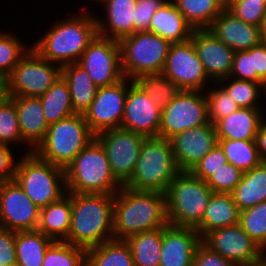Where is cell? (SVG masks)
Wrapping results in <instances>:
<instances>
[{
	"instance_id": "cell-1",
	"label": "cell",
	"mask_w": 266,
	"mask_h": 266,
	"mask_svg": "<svg viewBox=\"0 0 266 266\" xmlns=\"http://www.w3.org/2000/svg\"><path fill=\"white\" fill-rule=\"evenodd\" d=\"M168 224L166 195L158 191H137L126 186L114 195V239L163 228Z\"/></svg>"
},
{
	"instance_id": "cell-2",
	"label": "cell",
	"mask_w": 266,
	"mask_h": 266,
	"mask_svg": "<svg viewBox=\"0 0 266 266\" xmlns=\"http://www.w3.org/2000/svg\"><path fill=\"white\" fill-rule=\"evenodd\" d=\"M66 194L71 198L72 205L71 225L66 242L87 250L114 239V195Z\"/></svg>"
},
{
	"instance_id": "cell-3",
	"label": "cell",
	"mask_w": 266,
	"mask_h": 266,
	"mask_svg": "<svg viewBox=\"0 0 266 266\" xmlns=\"http://www.w3.org/2000/svg\"><path fill=\"white\" fill-rule=\"evenodd\" d=\"M98 34L96 17L83 13L58 21L32 48L43 58L63 66L78 63Z\"/></svg>"
},
{
	"instance_id": "cell-4",
	"label": "cell",
	"mask_w": 266,
	"mask_h": 266,
	"mask_svg": "<svg viewBox=\"0 0 266 266\" xmlns=\"http://www.w3.org/2000/svg\"><path fill=\"white\" fill-rule=\"evenodd\" d=\"M64 171L68 193L115 195L122 188L112 174L103 147L95 138Z\"/></svg>"
},
{
	"instance_id": "cell-5",
	"label": "cell",
	"mask_w": 266,
	"mask_h": 266,
	"mask_svg": "<svg viewBox=\"0 0 266 266\" xmlns=\"http://www.w3.org/2000/svg\"><path fill=\"white\" fill-rule=\"evenodd\" d=\"M179 172L170 139L146 137L141 145L134 174L125 186L137 191L166 193Z\"/></svg>"
},
{
	"instance_id": "cell-6",
	"label": "cell",
	"mask_w": 266,
	"mask_h": 266,
	"mask_svg": "<svg viewBox=\"0 0 266 266\" xmlns=\"http://www.w3.org/2000/svg\"><path fill=\"white\" fill-rule=\"evenodd\" d=\"M213 191L190 171H180L166 191L168 224L195 228L205 214Z\"/></svg>"
},
{
	"instance_id": "cell-7",
	"label": "cell",
	"mask_w": 266,
	"mask_h": 266,
	"mask_svg": "<svg viewBox=\"0 0 266 266\" xmlns=\"http://www.w3.org/2000/svg\"><path fill=\"white\" fill-rule=\"evenodd\" d=\"M95 138L83 114H74L49 124L43 141L33 151L41 159L66 168Z\"/></svg>"
},
{
	"instance_id": "cell-8",
	"label": "cell",
	"mask_w": 266,
	"mask_h": 266,
	"mask_svg": "<svg viewBox=\"0 0 266 266\" xmlns=\"http://www.w3.org/2000/svg\"><path fill=\"white\" fill-rule=\"evenodd\" d=\"M14 180L39 209L59 201L67 193L64 168L41 159L34 152H27L17 162Z\"/></svg>"
},
{
	"instance_id": "cell-9",
	"label": "cell",
	"mask_w": 266,
	"mask_h": 266,
	"mask_svg": "<svg viewBox=\"0 0 266 266\" xmlns=\"http://www.w3.org/2000/svg\"><path fill=\"white\" fill-rule=\"evenodd\" d=\"M124 77L135 80L142 74L164 70L171 43L149 31H137L118 41Z\"/></svg>"
},
{
	"instance_id": "cell-10",
	"label": "cell",
	"mask_w": 266,
	"mask_h": 266,
	"mask_svg": "<svg viewBox=\"0 0 266 266\" xmlns=\"http://www.w3.org/2000/svg\"><path fill=\"white\" fill-rule=\"evenodd\" d=\"M54 64L31 48L4 80L6 95H43L62 76V66Z\"/></svg>"
},
{
	"instance_id": "cell-11",
	"label": "cell",
	"mask_w": 266,
	"mask_h": 266,
	"mask_svg": "<svg viewBox=\"0 0 266 266\" xmlns=\"http://www.w3.org/2000/svg\"><path fill=\"white\" fill-rule=\"evenodd\" d=\"M146 136L123 128L104 130L95 135L103 147L115 179L125 186L134 174Z\"/></svg>"
},
{
	"instance_id": "cell-12",
	"label": "cell",
	"mask_w": 266,
	"mask_h": 266,
	"mask_svg": "<svg viewBox=\"0 0 266 266\" xmlns=\"http://www.w3.org/2000/svg\"><path fill=\"white\" fill-rule=\"evenodd\" d=\"M201 91L181 90L162 110L158 137L170 139L193 127L207 125V100Z\"/></svg>"
},
{
	"instance_id": "cell-13",
	"label": "cell",
	"mask_w": 266,
	"mask_h": 266,
	"mask_svg": "<svg viewBox=\"0 0 266 266\" xmlns=\"http://www.w3.org/2000/svg\"><path fill=\"white\" fill-rule=\"evenodd\" d=\"M99 87L113 85L124 78L117 40L96 35L78 61Z\"/></svg>"
},
{
	"instance_id": "cell-14",
	"label": "cell",
	"mask_w": 266,
	"mask_h": 266,
	"mask_svg": "<svg viewBox=\"0 0 266 266\" xmlns=\"http://www.w3.org/2000/svg\"><path fill=\"white\" fill-rule=\"evenodd\" d=\"M201 241L237 266H256L264 260L262 248L239 224L212 230Z\"/></svg>"
},
{
	"instance_id": "cell-15",
	"label": "cell",
	"mask_w": 266,
	"mask_h": 266,
	"mask_svg": "<svg viewBox=\"0 0 266 266\" xmlns=\"http://www.w3.org/2000/svg\"><path fill=\"white\" fill-rule=\"evenodd\" d=\"M162 73L180 90L203 92L206 82L211 81L204 71L192 39L171 44Z\"/></svg>"
},
{
	"instance_id": "cell-16",
	"label": "cell",
	"mask_w": 266,
	"mask_h": 266,
	"mask_svg": "<svg viewBox=\"0 0 266 266\" xmlns=\"http://www.w3.org/2000/svg\"><path fill=\"white\" fill-rule=\"evenodd\" d=\"M128 81H121L99 87L90 107L83 114L90 130L96 135L104 130L121 128Z\"/></svg>"
},
{
	"instance_id": "cell-17",
	"label": "cell",
	"mask_w": 266,
	"mask_h": 266,
	"mask_svg": "<svg viewBox=\"0 0 266 266\" xmlns=\"http://www.w3.org/2000/svg\"><path fill=\"white\" fill-rule=\"evenodd\" d=\"M40 209L15 180L0 182V227L13 231L37 230Z\"/></svg>"
},
{
	"instance_id": "cell-18",
	"label": "cell",
	"mask_w": 266,
	"mask_h": 266,
	"mask_svg": "<svg viewBox=\"0 0 266 266\" xmlns=\"http://www.w3.org/2000/svg\"><path fill=\"white\" fill-rule=\"evenodd\" d=\"M129 84L121 128L146 137H158L162 109L134 80Z\"/></svg>"
},
{
	"instance_id": "cell-19",
	"label": "cell",
	"mask_w": 266,
	"mask_h": 266,
	"mask_svg": "<svg viewBox=\"0 0 266 266\" xmlns=\"http://www.w3.org/2000/svg\"><path fill=\"white\" fill-rule=\"evenodd\" d=\"M170 142L180 171H191L218 144V137L209 122L175 134Z\"/></svg>"
},
{
	"instance_id": "cell-20",
	"label": "cell",
	"mask_w": 266,
	"mask_h": 266,
	"mask_svg": "<svg viewBox=\"0 0 266 266\" xmlns=\"http://www.w3.org/2000/svg\"><path fill=\"white\" fill-rule=\"evenodd\" d=\"M204 71L212 81L229 77L235 51L209 29H194L191 37Z\"/></svg>"
},
{
	"instance_id": "cell-21",
	"label": "cell",
	"mask_w": 266,
	"mask_h": 266,
	"mask_svg": "<svg viewBox=\"0 0 266 266\" xmlns=\"http://www.w3.org/2000/svg\"><path fill=\"white\" fill-rule=\"evenodd\" d=\"M200 242V235L195 228L167 224L162 228L159 266H192Z\"/></svg>"
},
{
	"instance_id": "cell-22",
	"label": "cell",
	"mask_w": 266,
	"mask_h": 266,
	"mask_svg": "<svg viewBox=\"0 0 266 266\" xmlns=\"http://www.w3.org/2000/svg\"><path fill=\"white\" fill-rule=\"evenodd\" d=\"M208 29L235 52L249 50L264 41L260 26L242 21L226 8L221 11Z\"/></svg>"
},
{
	"instance_id": "cell-23",
	"label": "cell",
	"mask_w": 266,
	"mask_h": 266,
	"mask_svg": "<svg viewBox=\"0 0 266 266\" xmlns=\"http://www.w3.org/2000/svg\"><path fill=\"white\" fill-rule=\"evenodd\" d=\"M14 104L18 114L22 142H26L33 152L43 141L48 122L45 119L39 97L7 96Z\"/></svg>"
},
{
	"instance_id": "cell-24",
	"label": "cell",
	"mask_w": 266,
	"mask_h": 266,
	"mask_svg": "<svg viewBox=\"0 0 266 266\" xmlns=\"http://www.w3.org/2000/svg\"><path fill=\"white\" fill-rule=\"evenodd\" d=\"M136 2L137 0H105L107 21L96 18L98 35L119 41L133 34Z\"/></svg>"
},
{
	"instance_id": "cell-25",
	"label": "cell",
	"mask_w": 266,
	"mask_h": 266,
	"mask_svg": "<svg viewBox=\"0 0 266 266\" xmlns=\"http://www.w3.org/2000/svg\"><path fill=\"white\" fill-rule=\"evenodd\" d=\"M261 108L239 107L214 126L218 139L255 140L256 134L265 121Z\"/></svg>"
},
{
	"instance_id": "cell-26",
	"label": "cell",
	"mask_w": 266,
	"mask_h": 266,
	"mask_svg": "<svg viewBox=\"0 0 266 266\" xmlns=\"http://www.w3.org/2000/svg\"><path fill=\"white\" fill-rule=\"evenodd\" d=\"M148 31L173 44L191 39L194 29L176 8L173 1L166 0L154 13Z\"/></svg>"
},
{
	"instance_id": "cell-27",
	"label": "cell",
	"mask_w": 266,
	"mask_h": 266,
	"mask_svg": "<svg viewBox=\"0 0 266 266\" xmlns=\"http://www.w3.org/2000/svg\"><path fill=\"white\" fill-rule=\"evenodd\" d=\"M240 210L230 193L211 195L202 221L195 227L202 239L208 232L239 224Z\"/></svg>"
},
{
	"instance_id": "cell-28",
	"label": "cell",
	"mask_w": 266,
	"mask_h": 266,
	"mask_svg": "<svg viewBox=\"0 0 266 266\" xmlns=\"http://www.w3.org/2000/svg\"><path fill=\"white\" fill-rule=\"evenodd\" d=\"M71 198L66 194L59 201L40 208L37 230L53 241H65L71 225Z\"/></svg>"
},
{
	"instance_id": "cell-29",
	"label": "cell",
	"mask_w": 266,
	"mask_h": 266,
	"mask_svg": "<svg viewBox=\"0 0 266 266\" xmlns=\"http://www.w3.org/2000/svg\"><path fill=\"white\" fill-rule=\"evenodd\" d=\"M62 77L68 83L74 112L84 114L93 102L98 87L78 63L63 65Z\"/></svg>"
},
{
	"instance_id": "cell-30",
	"label": "cell",
	"mask_w": 266,
	"mask_h": 266,
	"mask_svg": "<svg viewBox=\"0 0 266 266\" xmlns=\"http://www.w3.org/2000/svg\"><path fill=\"white\" fill-rule=\"evenodd\" d=\"M242 211L266 201V162H261L250 171L244 172L241 181L230 193Z\"/></svg>"
},
{
	"instance_id": "cell-31",
	"label": "cell",
	"mask_w": 266,
	"mask_h": 266,
	"mask_svg": "<svg viewBox=\"0 0 266 266\" xmlns=\"http://www.w3.org/2000/svg\"><path fill=\"white\" fill-rule=\"evenodd\" d=\"M52 239L38 230L15 231L16 264L42 266Z\"/></svg>"
},
{
	"instance_id": "cell-32",
	"label": "cell",
	"mask_w": 266,
	"mask_h": 266,
	"mask_svg": "<svg viewBox=\"0 0 266 266\" xmlns=\"http://www.w3.org/2000/svg\"><path fill=\"white\" fill-rule=\"evenodd\" d=\"M86 266H134L125 240L112 239L86 250Z\"/></svg>"
},
{
	"instance_id": "cell-33",
	"label": "cell",
	"mask_w": 266,
	"mask_h": 266,
	"mask_svg": "<svg viewBox=\"0 0 266 266\" xmlns=\"http://www.w3.org/2000/svg\"><path fill=\"white\" fill-rule=\"evenodd\" d=\"M39 99L48 124L75 114L68 83L62 76L43 95L39 96Z\"/></svg>"
},
{
	"instance_id": "cell-34",
	"label": "cell",
	"mask_w": 266,
	"mask_h": 266,
	"mask_svg": "<svg viewBox=\"0 0 266 266\" xmlns=\"http://www.w3.org/2000/svg\"><path fill=\"white\" fill-rule=\"evenodd\" d=\"M125 241L130 246L134 266L160 265L162 228L134 234Z\"/></svg>"
},
{
	"instance_id": "cell-35",
	"label": "cell",
	"mask_w": 266,
	"mask_h": 266,
	"mask_svg": "<svg viewBox=\"0 0 266 266\" xmlns=\"http://www.w3.org/2000/svg\"><path fill=\"white\" fill-rule=\"evenodd\" d=\"M193 29H208L225 8L218 0H173Z\"/></svg>"
},
{
	"instance_id": "cell-36",
	"label": "cell",
	"mask_w": 266,
	"mask_h": 266,
	"mask_svg": "<svg viewBox=\"0 0 266 266\" xmlns=\"http://www.w3.org/2000/svg\"><path fill=\"white\" fill-rule=\"evenodd\" d=\"M218 144L223 149L227 162L243 173L262 162L255 140L218 139Z\"/></svg>"
},
{
	"instance_id": "cell-37",
	"label": "cell",
	"mask_w": 266,
	"mask_h": 266,
	"mask_svg": "<svg viewBox=\"0 0 266 266\" xmlns=\"http://www.w3.org/2000/svg\"><path fill=\"white\" fill-rule=\"evenodd\" d=\"M134 81L162 110L181 91L179 87L171 79L166 78L162 72L142 74Z\"/></svg>"
},
{
	"instance_id": "cell-38",
	"label": "cell",
	"mask_w": 266,
	"mask_h": 266,
	"mask_svg": "<svg viewBox=\"0 0 266 266\" xmlns=\"http://www.w3.org/2000/svg\"><path fill=\"white\" fill-rule=\"evenodd\" d=\"M42 266H86V249L66 241H53L46 250Z\"/></svg>"
},
{
	"instance_id": "cell-39",
	"label": "cell",
	"mask_w": 266,
	"mask_h": 266,
	"mask_svg": "<svg viewBox=\"0 0 266 266\" xmlns=\"http://www.w3.org/2000/svg\"><path fill=\"white\" fill-rule=\"evenodd\" d=\"M239 225L263 249L266 245V201L240 211Z\"/></svg>"
},
{
	"instance_id": "cell-40",
	"label": "cell",
	"mask_w": 266,
	"mask_h": 266,
	"mask_svg": "<svg viewBox=\"0 0 266 266\" xmlns=\"http://www.w3.org/2000/svg\"><path fill=\"white\" fill-rule=\"evenodd\" d=\"M233 79L234 80H232L231 77H226L219 80L218 84H222L224 81H230L229 85H225L223 88L239 107L260 108L256 103H258L257 100L261 95L260 89H264L266 92V86L262 83Z\"/></svg>"
},
{
	"instance_id": "cell-41",
	"label": "cell",
	"mask_w": 266,
	"mask_h": 266,
	"mask_svg": "<svg viewBox=\"0 0 266 266\" xmlns=\"http://www.w3.org/2000/svg\"><path fill=\"white\" fill-rule=\"evenodd\" d=\"M26 47L15 36L4 32L0 33V79L5 80L13 71L14 67L32 48Z\"/></svg>"
},
{
	"instance_id": "cell-42",
	"label": "cell",
	"mask_w": 266,
	"mask_h": 266,
	"mask_svg": "<svg viewBox=\"0 0 266 266\" xmlns=\"http://www.w3.org/2000/svg\"><path fill=\"white\" fill-rule=\"evenodd\" d=\"M12 142L21 143L22 136L15 104L6 96L0 102V144L10 146Z\"/></svg>"
},
{
	"instance_id": "cell-43",
	"label": "cell",
	"mask_w": 266,
	"mask_h": 266,
	"mask_svg": "<svg viewBox=\"0 0 266 266\" xmlns=\"http://www.w3.org/2000/svg\"><path fill=\"white\" fill-rule=\"evenodd\" d=\"M205 95L207 100L208 119L213 125L239 108L223 87L212 89L208 91L207 94L205 93Z\"/></svg>"
},
{
	"instance_id": "cell-44",
	"label": "cell",
	"mask_w": 266,
	"mask_h": 266,
	"mask_svg": "<svg viewBox=\"0 0 266 266\" xmlns=\"http://www.w3.org/2000/svg\"><path fill=\"white\" fill-rule=\"evenodd\" d=\"M225 8L242 21L261 26L266 13V0H230Z\"/></svg>"
},
{
	"instance_id": "cell-45",
	"label": "cell",
	"mask_w": 266,
	"mask_h": 266,
	"mask_svg": "<svg viewBox=\"0 0 266 266\" xmlns=\"http://www.w3.org/2000/svg\"><path fill=\"white\" fill-rule=\"evenodd\" d=\"M243 172L227 163L219 168L207 181L208 187L216 193H231L239 184Z\"/></svg>"
},
{
	"instance_id": "cell-46",
	"label": "cell",
	"mask_w": 266,
	"mask_h": 266,
	"mask_svg": "<svg viewBox=\"0 0 266 266\" xmlns=\"http://www.w3.org/2000/svg\"><path fill=\"white\" fill-rule=\"evenodd\" d=\"M227 163L223 149L217 144L190 172L197 178L207 181L219 168Z\"/></svg>"
},
{
	"instance_id": "cell-47",
	"label": "cell",
	"mask_w": 266,
	"mask_h": 266,
	"mask_svg": "<svg viewBox=\"0 0 266 266\" xmlns=\"http://www.w3.org/2000/svg\"><path fill=\"white\" fill-rule=\"evenodd\" d=\"M229 77L238 80L257 82V71L254 70L253 55L247 50L236 51L234 53Z\"/></svg>"
},
{
	"instance_id": "cell-48",
	"label": "cell",
	"mask_w": 266,
	"mask_h": 266,
	"mask_svg": "<svg viewBox=\"0 0 266 266\" xmlns=\"http://www.w3.org/2000/svg\"><path fill=\"white\" fill-rule=\"evenodd\" d=\"M166 0H137L135 6L134 33L148 31L151 19Z\"/></svg>"
},
{
	"instance_id": "cell-49",
	"label": "cell",
	"mask_w": 266,
	"mask_h": 266,
	"mask_svg": "<svg viewBox=\"0 0 266 266\" xmlns=\"http://www.w3.org/2000/svg\"><path fill=\"white\" fill-rule=\"evenodd\" d=\"M194 266H237L230 260L225 259L220 254L216 253L202 241L196 247L194 253Z\"/></svg>"
},
{
	"instance_id": "cell-50",
	"label": "cell",
	"mask_w": 266,
	"mask_h": 266,
	"mask_svg": "<svg viewBox=\"0 0 266 266\" xmlns=\"http://www.w3.org/2000/svg\"><path fill=\"white\" fill-rule=\"evenodd\" d=\"M0 265H16L15 231L0 227Z\"/></svg>"
},
{
	"instance_id": "cell-51",
	"label": "cell",
	"mask_w": 266,
	"mask_h": 266,
	"mask_svg": "<svg viewBox=\"0 0 266 266\" xmlns=\"http://www.w3.org/2000/svg\"><path fill=\"white\" fill-rule=\"evenodd\" d=\"M9 145L0 144V182L14 180L17 163Z\"/></svg>"
},
{
	"instance_id": "cell-52",
	"label": "cell",
	"mask_w": 266,
	"mask_h": 266,
	"mask_svg": "<svg viewBox=\"0 0 266 266\" xmlns=\"http://www.w3.org/2000/svg\"><path fill=\"white\" fill-rule=\"evenodd\" d=\"M247 51L253 55L254 70L257 71V83L266 86V41Z\"/></svg>"
},
{
	"instance_id": "cell-53",
	"label": "cell",
	"mask_w": 266,
	"mask_h": 266,
	"mask_svg": "<svg viewBox=\"0 0 266 266\" xmlns=\"http://www.w3.org/2000/svg\"><path fill=\"white\" fill-rule=\"evenodd\" d=\"M255 141L261 160L266 162V120L261 124Z\"/></svg>"
},
{
	"instance_id": "cell-54",
	"label": "cell",
	"mask_w": 266,
	"mask_h": 266,
	"mask_svg": "<svg viewBox=\"0 0 266 266\" xmlns=\"http://www.w3.org/2000/svg\"><path fill=\"white\" fill-rule=\"evenodd\" d=\"M260 29H261V34H262L263 40L266 41V13L263 17Z\"/></svg>"
},
{
	"instance_id": "cell-55",
	"label": "cell",
	"mask_w": 266,
	"mask_h": 266,
	"mask_svg": "<svg viewBox=\"0 0 266 266\" xmlns=\"http://www.w3.org/2000/svg\"><path fill=\"white\" fill-rule=\"evenodd\" d=\"M6 86H0V102L6 97Z\"/></svg>"
},
{
	"instance_id": "cell-56",
	"label": "cell",
	"mask_w": 266,
	"mask_h": 266,
	"mask_svg": "<svg viewBox=\"0 0 266 266\" xmlns=\"http://www.w3.org/2000/svg\"><path fill=\"white\" fill-rule=\"evenodd\" d=\"M224 7H226L228 5V3L230 2V0H218Z\"/></svg>"
},
{
	"instance_id": "cell-57",
	"label": "cell",
	"mask_w": 266,
	"mask_h": 266,
	"mask_svg": "<svg viewBox=\"0 0 266 266\" xmlns=\"http://www.w3.org/2000/svg\"><path fill=\"white\" fill-rule=\"evenodd\" d=\"M256 266H266V260L261 261Z\"/></svg>"
},
{
	"instance_id": "cell-58",
	"label": "cell",
	"mask_w": 266,
	"mask_h": 266,
	"mask_svg": "<svg viewBox=\"0 0 266 266\" xmlns=\"http://www.w3.org/2000/svg\"><path fill=\"white\" fill-rule=\"evenodd\" d=\"M265 251H266V245H265V247L262 249V252H265ZM263 259L266 260V254L264 255V253H263Z\"/></svg>"
},
{
	"instance_id": "cell-59",
	"label": "cell",
	"mask_w": 266,
	"mask_h": 266,
	"mask_svg": "<svg viewBox=\"0 0 266 266\" xmlns=\"http://www.w3.org/2000/svg\"><path fill=\"white\" fill-rule=\"evenodd\" d=\"M0 86H6L5 82L3 80L0 79Z\"/></svg>"
}]
</instances>
